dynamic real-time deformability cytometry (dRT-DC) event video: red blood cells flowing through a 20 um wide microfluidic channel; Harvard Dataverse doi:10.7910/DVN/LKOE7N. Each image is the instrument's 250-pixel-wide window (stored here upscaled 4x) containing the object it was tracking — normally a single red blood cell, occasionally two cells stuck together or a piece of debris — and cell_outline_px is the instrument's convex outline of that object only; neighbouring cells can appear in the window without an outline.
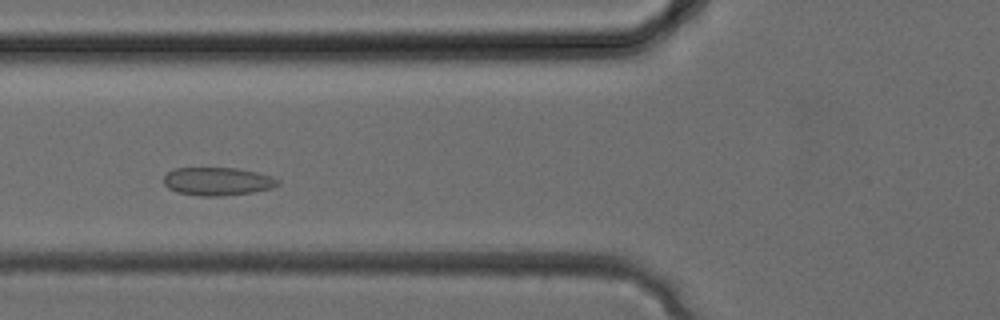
{"species": "common noctule bat (a hibernating species)", "species_latin": "Nyctalus noctula", "temperature_condition": "cold", "stored_images_in_passage": 29, "camera_frame_rate_fps": 3000, "um_per_image_px": 0.085, "animal": {"sex": "female", "body_mass_g": 24.6, "forearm_length_mm": 56.2}, "frame": {"image": 1, "passage_image": 9, "time_ms": 2.667, "image_size_px": [1000, 320], "cell_outline_px": [[280, 184], [272, 188], [252, 192], [220, 196], [200, 196], [176, 192], [168, 188], [164, 184], [164, 176], [168, 172], [176, 168], [236, 168], [256, 172], [272, 176], [280, 180]], "centroid_in_image_um": [18.5, 15.42], "position_along_channel_um": 107.3, "area_um2": 18.73}}
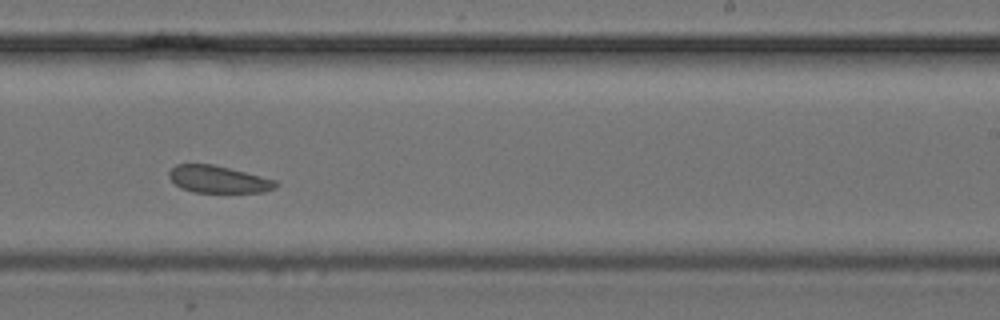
{"frame": {"image": 2, "passage_image": 17, "time_ms": 5.333, "image_size_px": [1000, 320], "cell_outline_px": [[280, 184], [276, 188], [264, 192], [192, 192], [180, 188], [168, 176], [168, 172], [176, 164], [212, 164], [276, 180]], "centroid_in_image_um": [18.56, 15.25], "position_along_channel_um": 270.4, "area_um2": 16.82}}
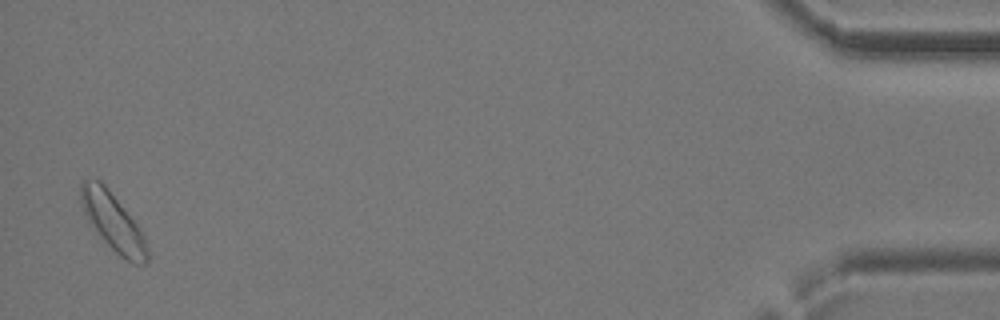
{"frame": {"image": 3, "passage_image": 29, "time_ms": 9.333, "image_size_px": [1000, 320], "cell_outline_px": [[148, 260], [144, 264], [132, 264], [120, 256], [88, 224], [80, 204], [80, 184], [84, 180], [100, 180], [104, 184], [136, 224], [144, 236], [148, 252]], "centroid_in_image_um": [9.56, 18.88], "position_along_channel_um": 425.6, "area_um2": 22.02}}